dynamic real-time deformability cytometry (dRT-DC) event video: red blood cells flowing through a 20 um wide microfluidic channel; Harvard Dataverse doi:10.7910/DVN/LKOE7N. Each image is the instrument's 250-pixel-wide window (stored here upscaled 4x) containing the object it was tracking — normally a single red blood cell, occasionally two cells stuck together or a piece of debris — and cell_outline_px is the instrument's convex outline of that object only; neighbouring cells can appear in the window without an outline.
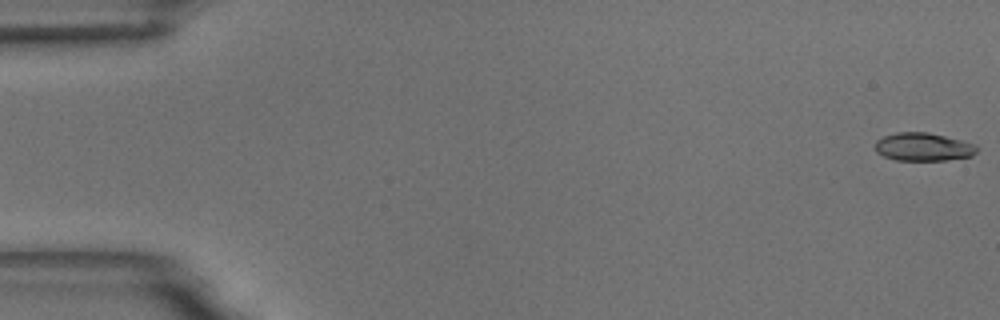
{"species": "common noctule bat (a hibernating species)", "species_latin": "Nyctalus noctula", "temperature_condition": "room temperature", "stored_images_in_passage": 56, "camera_frame_rate_fps": 3000, "um_per_image_px": 0.085, "animal": {"sex": "male", "body_mass_g": 18.8}, "frame": {"image": 1, "passage_image": 1, "time_ms": 0.0, "image_size_px": [1000, 320], "cell_outline_px": [[976, 152], [972, 156], [948, 160], [896, 160], [884, 156], [876, 152], [876, 140], [884, 136], [896, 132], [928, 132], [976, 144]], "centroid_in_image_um": [78.47, 12.48], "position_along_channel_um": 6.5, "area_um2": 16.59}}
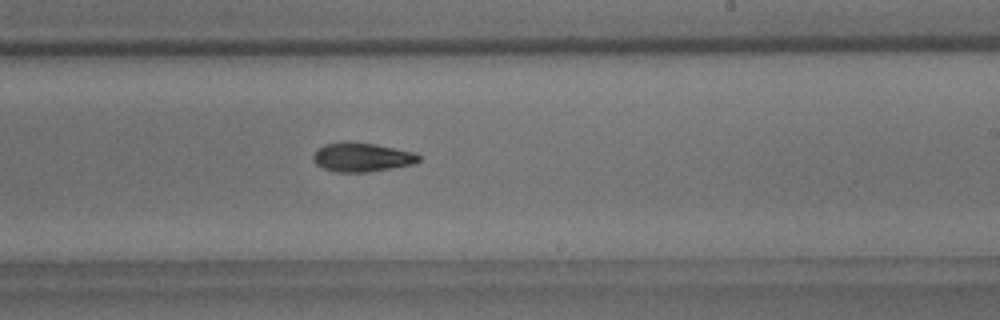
{"frame": {"image": 2, "passage_image": 34, "time_ms": 11.0, "image_size_px": [1000, 320], "cell_outline_px": [[420, 160], [416, 164], [368, 172], [336, 172], [324, 168], [316, 164], [312, 160], [312, 156], [324, 144], [344, 140], [376, 144], [416, 152], [420, 156]], "centroid_in_image_um": [30.78, 13.35], "position_along_channel_um": 258.2, "area_um2": 18.15}}
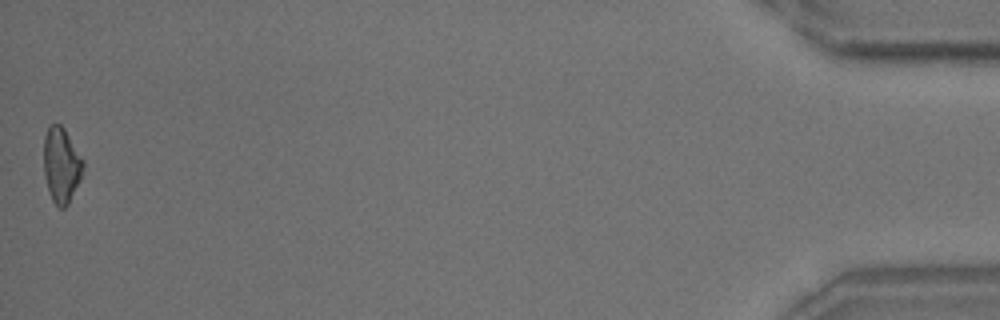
{"frame": {"image": 3, "passage_image": 56, "time_ms": 18.333, "image_size_px": [1000, 320], "cell_outline_px": [[84, 164], [80, 180], [68, 204], [64, 208], [60, 208], [52, 200], [48, 188], [44, 172], [44, 136], [48, 128], [52, 124], [60, 124], [64, 128], [84, 160]], "centroid_in_image_um": [5.22, 14.02], "position_along_channel_um": 430.0, "area_um2": 17.11}, "authors_computed_cell_mechanics": {"area_um2": 17.6001, "velocity_mm_per_s": 3.6328, "shape_relaxation_time_tau1_ms": 4.1568, "shape_relaxation_time_tau2_ms": 8.3921, "deformation_change_tau1": 0.1261, "deformation_change_tau2": 0.1702}}